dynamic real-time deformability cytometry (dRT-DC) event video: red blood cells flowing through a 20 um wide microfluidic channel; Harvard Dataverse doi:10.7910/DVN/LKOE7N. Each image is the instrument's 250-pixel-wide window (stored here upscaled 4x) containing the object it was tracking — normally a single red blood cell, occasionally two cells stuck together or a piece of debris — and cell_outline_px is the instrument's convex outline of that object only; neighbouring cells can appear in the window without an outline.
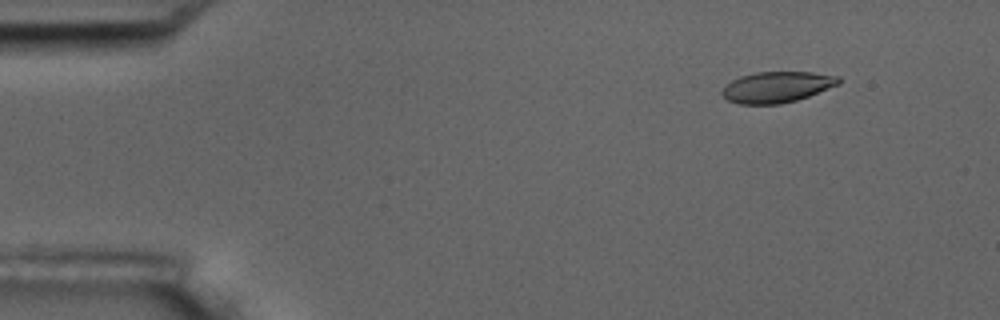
{"species": "common noctule bat (a hibernating species)", "species_latin": "Nyctalus noctula", "temperature_condition": "room temperature", "stored_images_in_passage": 5, "camera_frame_rate_fps": 3000, "um_per_image_px": 0.085, "animal": {"sex": "male", "body_mass_g": 17.5, "forearm_length_mm": 52.3}, "frame": {"image": 1, "passage_image": 2, "time_ms": 1.0, "image_size_px": [1000, 320], "cell_outline_px": [[840, 84], [808, 96], [796, 100], [780, 104], [740, 104], [728, 100], [720, 92], [732, 80], [740, 76], [756, 72], [812, 72], [840, 76]], "centroid_in_image_um": [66.06, 7.39], "position_along_channel_um": 18.9, "area_um2": 20.92}}
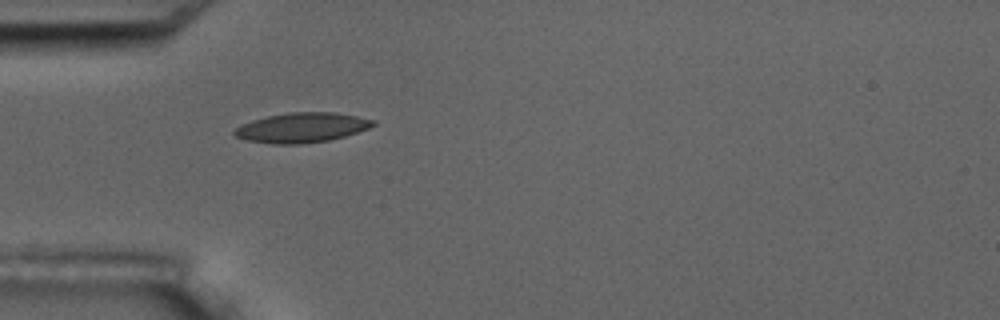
{"frame": {"image": 2, "passage_image": 5, "time_ms": 4.667, "image_size_px": [1000, 320], "cell_outline_px": [[376, 124], [368, 128], [344, 136], [328, 140], [300, 144], [272, 144], [248, 140], [236, 136], [232, 132], [240, 124], [252, 120], [268, 116], [288, 112], [336, 112], [376, 120]], "centroid_in_image_um": [25.64, 10.84], "position_along_channel_um": 59.4, "area_um2": 23.99}}